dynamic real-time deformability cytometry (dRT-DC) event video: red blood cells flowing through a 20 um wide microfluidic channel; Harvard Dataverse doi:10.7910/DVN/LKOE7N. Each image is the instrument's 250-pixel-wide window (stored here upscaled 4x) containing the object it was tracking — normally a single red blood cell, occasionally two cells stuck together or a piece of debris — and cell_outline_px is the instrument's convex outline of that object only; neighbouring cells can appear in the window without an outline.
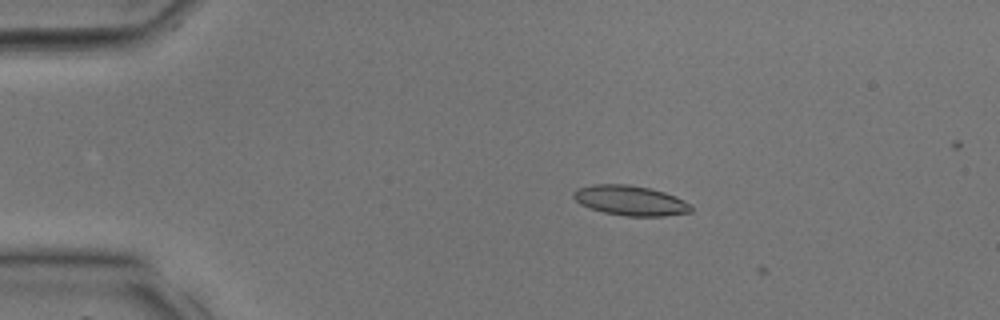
{"species": "common noctule bat (a hibernating species)", "species_latin": "Nyctalus noctula", "temperature_condition": "room temperature", "stored_images_in_passage": 4, "camera_frame_rate_fps": 3000, "um_per_image_px": 0.085, "animal": {"sex": "male", "body_mass_g": 17.9, "forearm_length_mm": 54.2}, "frame": {"image": 1, "passage_image": 3, "time_ms": 0.667, "image_size_px": [1000, 320], "cell_outline_px": [[692, 212], [664, 216], [624, 216], [604, 212], [580, 204], [572, 196], [572, 192], [576, 188], [592, 184], [628, 184], [648, 188], [664, 192], [676, 196], [692, 204]], "centroid_in_image_um": [53.58, 17.04], "position_along_channel_um": 31.4, "area_um2": 20.63}}